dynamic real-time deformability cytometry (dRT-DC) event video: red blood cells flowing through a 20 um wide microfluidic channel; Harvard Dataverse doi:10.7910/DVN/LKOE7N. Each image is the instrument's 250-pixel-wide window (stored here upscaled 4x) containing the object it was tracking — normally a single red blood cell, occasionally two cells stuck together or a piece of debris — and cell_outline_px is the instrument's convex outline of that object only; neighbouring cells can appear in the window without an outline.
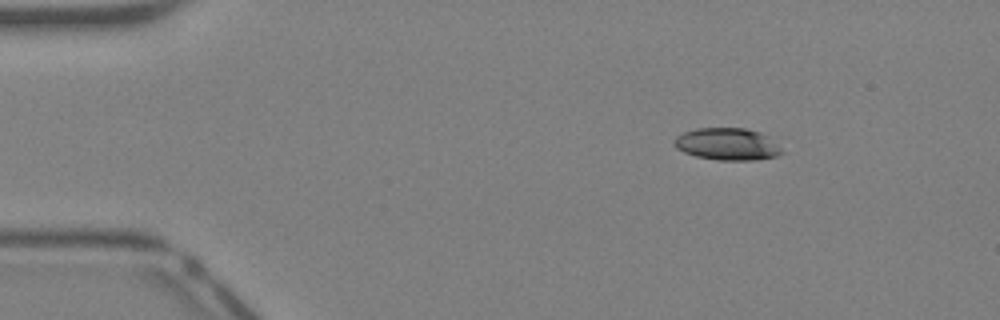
{"species": "Egyptian fruit bat (a non-hibernating species)", "species_latin": "Rousettus aegyptiacus", "temperature_condition": "warm", "stored_images_in_passage": 40, "camera_frame_rate_fps": 3000, "um_per_image_px": 0.085, "animal": {"sex": "female"}, "frame": {"image": 1, "passage_image": 5, "time_ms": 1.333, "image_size_px": [1000, 320], "cell_outline_px": [[784, 152], [776, 156], [756, 160], [720, 160], [696, 156], [684, 152], [676, 148], [672, 144], [676, 136], [684, 132], [696, 128], [744, 128], [760, 132], [780, 148]], "centroid_in_image_um": [61.77, 12.25], "position_along_channel_um": 23.2, "area_um2": 19.94}}
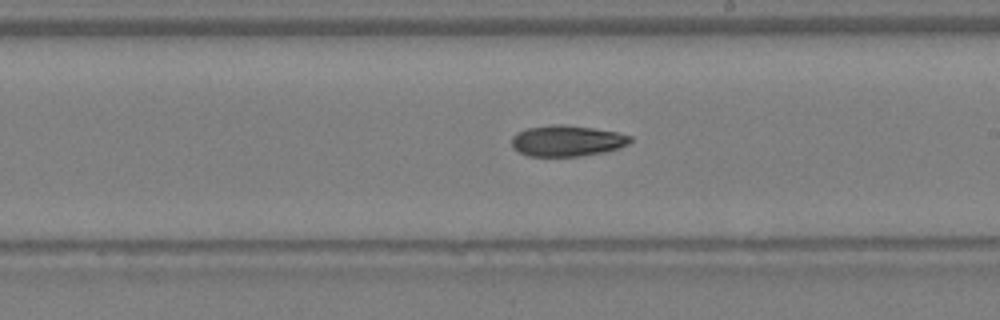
{"frame": {"image": 2, "passage_image": 23, "time_ms": 7.333, "image_size_px": [1000, 320], "cell_outline_px": [[632, 140], [628, 144], [604, 152], [580, 156], [528, 156], [520, 152], [512, 144], [512, 136], [516, 132], [528, 128], [552, 124], [564, 124], [592, 128], [616, 132], [632, 136]], "centroid_in_image_um": [48.19, 11.96], "position_along_channel_um": 240.8, "area_um2": 21.27}}
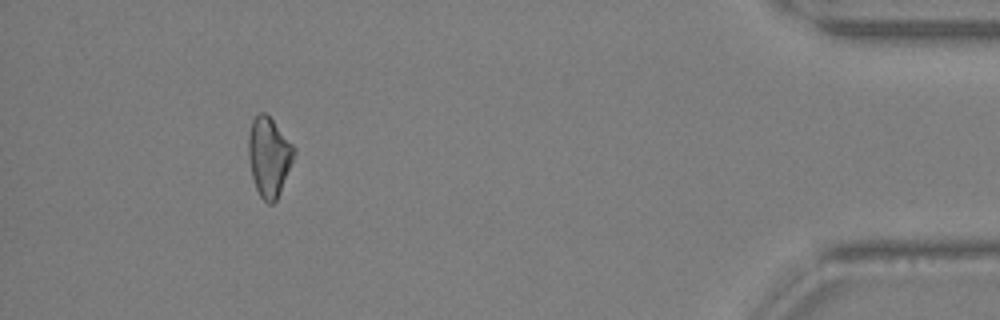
{"frame": {"image": 3, "passage_image": 37, "time_ms": 12.0, "image_size_px": [1000, 320], "cell_outline_px": [[296, 156], [280, 192], [276, 200], [272, 204], [268, 204], [260, 196], [256, 188], [252, 176], [248, 156], [248, 136], [252, 120], [260, 112], [264, 112], [272, 120], [296, 148]], "centroid_in_image_um": [22.88, 13.34], "position_along_channel_um": 412.3, "area_um2": 21.1}}